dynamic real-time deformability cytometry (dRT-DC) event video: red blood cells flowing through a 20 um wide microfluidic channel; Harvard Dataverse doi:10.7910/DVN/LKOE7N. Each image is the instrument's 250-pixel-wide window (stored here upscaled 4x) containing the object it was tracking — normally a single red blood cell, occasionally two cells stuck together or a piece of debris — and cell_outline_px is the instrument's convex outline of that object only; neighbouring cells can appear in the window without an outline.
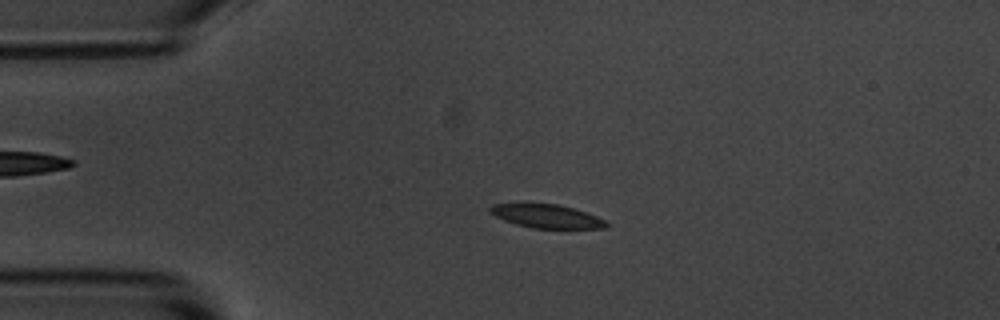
{"species": "common noctule bat (a hibernating species)", "species_latin": "Nyctalus noctula", "temperature_condition": "room temperature", "stored_images_in_passage": 4, "camera_frame_rate_fps": 3000, "um_per_image_px": 0.085, "animal": {"sex": "male", "body_mass_g": 20.1, "forearm_length_mm": 53.5}, "frame": {"image": 1, "passage_image": 3, "time_ms": 2.667, "image_size_px": [1000, 320], "cell_outline_px": [[608, 224], [604, 228], [532, 228], [516, 224], [504, 220], [488, 212], [488, 208], [492, 204], [524, 200], [528, 200], [556, 204], [572, 208], [596, 216], [604, 220]], "centroid_in_image_um": [46.31, 18.31], "position_along_channel_um": 38.7, "area_um2": 16.59}}